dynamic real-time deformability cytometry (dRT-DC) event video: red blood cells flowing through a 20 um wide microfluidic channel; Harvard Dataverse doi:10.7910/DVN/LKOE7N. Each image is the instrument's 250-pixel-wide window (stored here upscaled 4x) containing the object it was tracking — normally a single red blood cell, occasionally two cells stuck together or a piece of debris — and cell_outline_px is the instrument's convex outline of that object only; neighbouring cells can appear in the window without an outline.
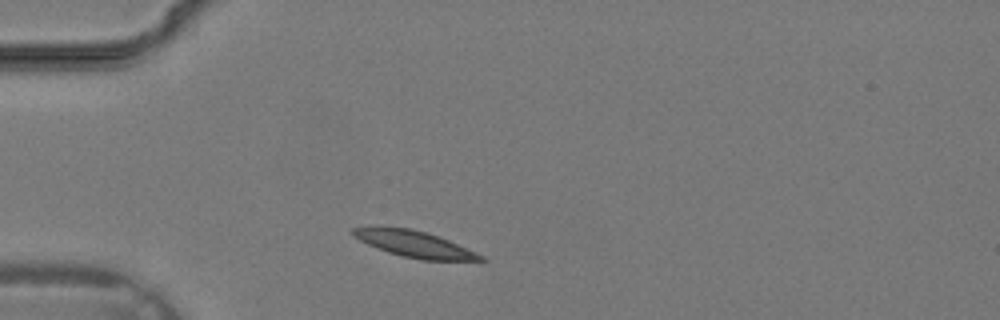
{"species": "common noctule bat (a hibernating species)", "species_latin": "Nyctalus noctula", "temperature_condition": "warm", "stored_images_in_passage": 28, "camera_frame_rate_fps": 3000, "um_per_image_px": 0.085, "animal": {"sex": "male", "body_mass_g": 19.2, "forearm_length_mm": 51.8}, "frame": {"image": 1, "passage_image": 2, "time_ms": 0.333, "image_size_px": [1000, 320], "cell_outline_px": [[488, 260], [420, 260], [388, 252], [368, 244], [352, 236], [348, 232], [352, 228], [376, 224], [408, 228], [428, 232], [448, 240], [476, 252], [484, 256]], "centroid_in_image_um": [35.12, 20.69], "position_along_channel_um": 49.9, "area_um2": 19.94}}
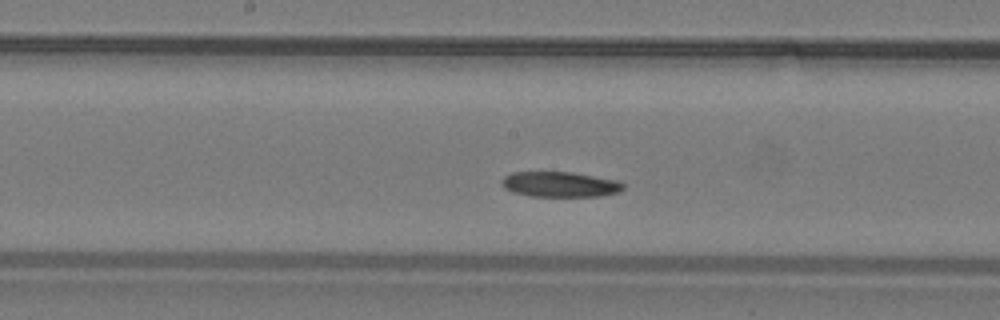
{"frame": {"image": 2, "passage_image": 11, "time_ms": 3.333, "image_size_px": [1000, 320], "cell_outline_px": [[624, 188], [620, 192], [600, 196], [528, 196], [512, 192], [504, 188], [500, 184], [500, 180], [504, 176], [512, 172], [572, 172], [620, 180], [624, 184]], "centroid_in_image_um": [47.59, 15.67], "position_along_channel_um": 200.6, "area_um2": 18.21}}
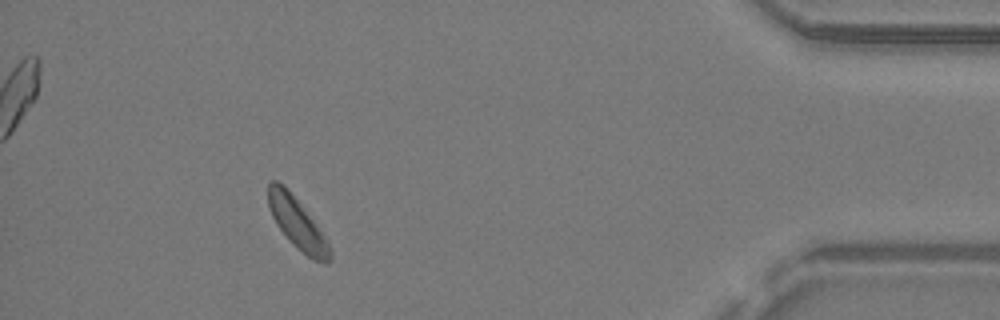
{"frame": {"image": 3, "passage_image": 25, "time_ms": 8.0, "image_size_px": [1000, 320], "cell_outline_px": [[332, 252], [328, 264], [312, 260], [276, 224], [268, 208], [268, 184], [272, 180], [276, 180], [284, 184], [288, 188], [312, 220], [328, 244]], "centroid_in_image_um": [25.23, 18.93], "position_along_channel_um": 410.0, "area_um2": 17.46}}